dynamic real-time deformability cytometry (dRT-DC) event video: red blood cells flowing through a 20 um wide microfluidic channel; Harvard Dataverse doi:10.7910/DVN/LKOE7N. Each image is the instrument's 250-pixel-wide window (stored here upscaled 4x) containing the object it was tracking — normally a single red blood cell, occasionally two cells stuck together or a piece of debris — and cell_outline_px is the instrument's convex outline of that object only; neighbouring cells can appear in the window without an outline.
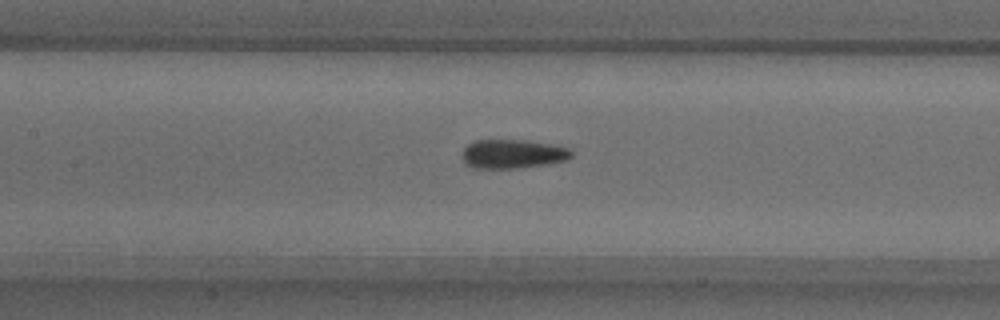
{"species": "common noctule bat (a hibernating species)", "species_latin": "Nyctalus noctula", "temperature_condition": "warm", "stored_images_in_passage": 52, "camera_frame_rate_fps": 3000, "um_per_image_px": 0.085, "animal": {"sex": "male", "body_mass_g": 18.8}, "frame": {"image": 1, "passage_image": 23, "time_ms": 7.333, "image_size_px": [1000, 320], "cell_outline_px": [[572, 156], [568, 160], [544, 164], [516, 168], [472, 168], [464, 164], [460, 156], [464, 148], [468, 144], [476, 140], [528, 140], [556, 144], [568, 148], [572, 152]], "centroid_in_image_um": [43.55, 13.07], "position_along_channel_um": 163.8, "area_um2": 18.73}}
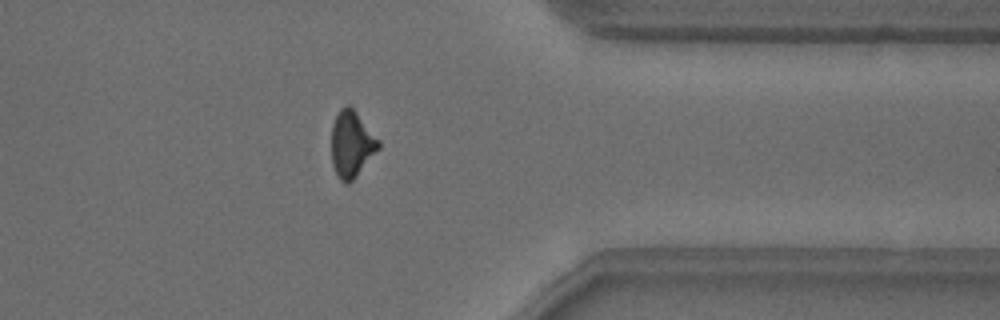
{"frame": {"image": 2, "passage_image": 41, "time_ms": 13.333, "image_size_px": [1000, 320], "cell_outline_px": [[380, 148], [356, 176], [348, 184], [344, 184], [336, 176], [332, 164], [332, 124], [340, 108], [348, 104], [356, 112], [380, 140]], "centroid_in_image_um": [29.88, 12.27], "position_along_channel_um": 381.5, "area_um2": 18.21}}
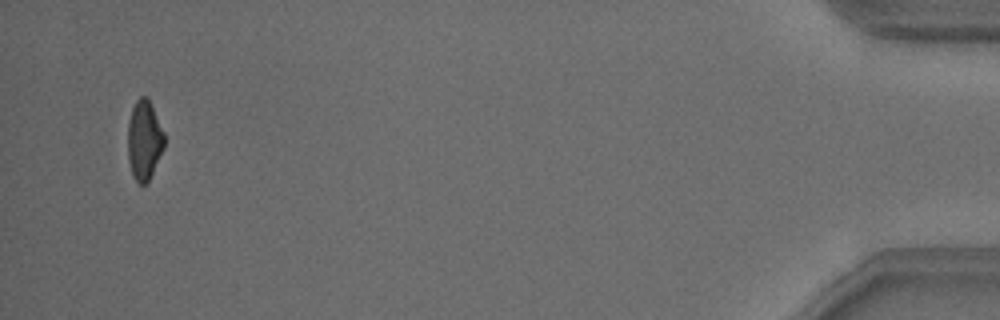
{"frame": {"image": 3, "passage_image": 50, "time_ms": 16.333, "image_size_px": [1000, 320], "cell_outline_px": [[164, 148], [148, 180], [144, 184], [140, 184], [132, 176], [128, 160], [128, 120], [132, 108], [136, 100], [140, 96], [148, 96], [164, 132]], "centroid_in_image_um": [12.25, 11.87], "position_along_channel_um": 423.0, "area_um2": 16.94}, "authors_computed_cell_mechanics": {"area_um2": 18.1492, "velocity_mm_per_s": 3.8483, "shape_relaxation_time_tau1_ms": 6.5383, "shape_relaxation_time_tau2_ms": 4.4054, "deformation_change_tau1": 0.1511, "deformation_change_tau2": 0.1016}}